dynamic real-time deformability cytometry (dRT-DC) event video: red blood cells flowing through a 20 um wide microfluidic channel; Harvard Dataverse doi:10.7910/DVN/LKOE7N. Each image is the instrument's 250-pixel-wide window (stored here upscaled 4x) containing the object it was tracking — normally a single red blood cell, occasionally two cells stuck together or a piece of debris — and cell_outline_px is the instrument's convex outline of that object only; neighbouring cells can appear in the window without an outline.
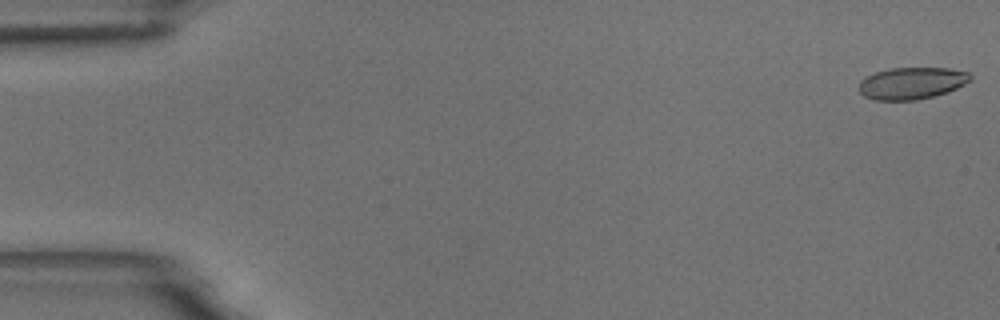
{"species": "common noctule bat (a hibernating species)", "species_latin": "Nyctalus noctula", "temperature_condition": "room temperature", "stored_images_in_passage": 59, "camera_frame_rate_fps": 3000, "um_per_image_px": 0.085, "animal": {"sex": "male", "body_mass_g": 18.8}, "frame": {"image": 1, "passage_image": 1, "time_ms": 0.0, "image_size_px": [1000, 320], "cell_outline_px": [[972, 80], [956, 88], [932, 96], [916, 100], [876, 100], [864, 96], [860, 92], [860, 80], [876, 72], [888, 68], [948, 68], [968, 72], [972, 76]], "centroid_in_image_um": [77.5, 7.06], "position_along_channel_um": 7.5, "area_um2": 20.52}}
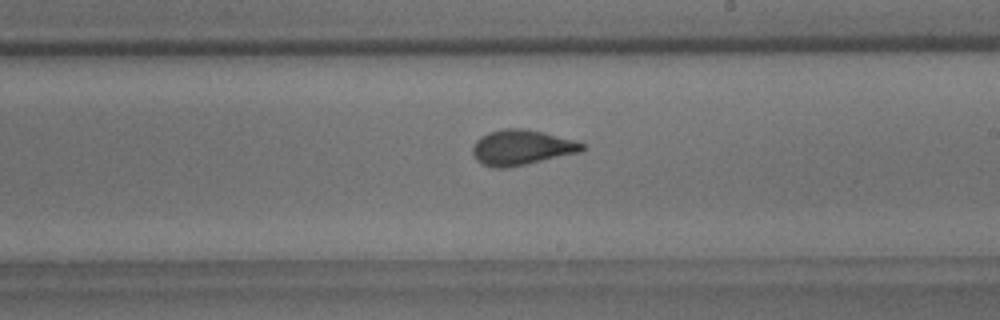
{"frame": {"image": 2, "passage_image": 34, "time_ms": 11.0, "image_size_px": [1000, 320], "cell_outline_px": [[584, 148], [580, 152], [508, 168], [492, 168], [476, 160], [472, 152], [472, 148], [476, 140], [480, 136], [488, 132], [504, 128], [524, 128], [572, 140], [584, 144]], "centroid_in_image_um": [44.27, 12.54], "position_along_channel_um": 244.7, "area_um2": 22.25}}
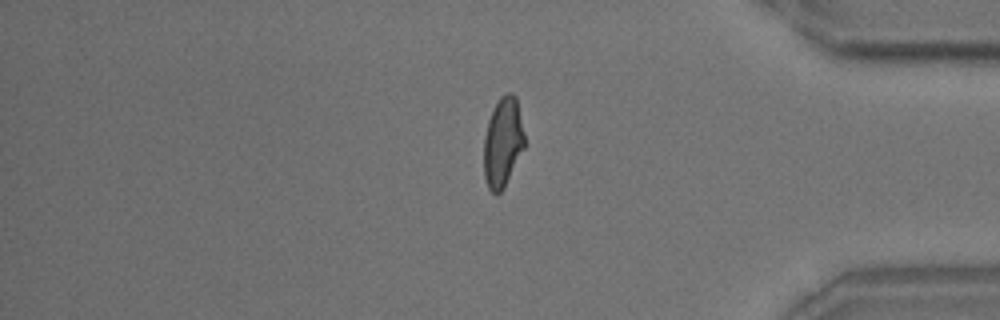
{"frame": {"image": 3, "passage_image": 49, "time_ms": 16.0, "image_size_px": [1000, 320], "cell_outline_px": [[524, 148], [504, 188], [496, 196], [488, 188], [484, 176], [484, 136], [488, 120], [492, 108], [500, 96], [508, 92], [512, 92], [516, 96], [524, 136]], "centroid_in_image_um": [42.72, 12.09], "position_along_channel_um": 392.5, "area_um2": 21.33}, "authors_computed_cell_mechanics": {"area_um2": 21.7328, "velocity_mm_per_s": 3.4451, "shape_relaxation_time_tau1_ms": 5.3411, "shape_relaxation_time_tau2_ms": 1.1018, "deformation_change_tau1": 0.1588, "deformation_change_tau2": 0.0622}}